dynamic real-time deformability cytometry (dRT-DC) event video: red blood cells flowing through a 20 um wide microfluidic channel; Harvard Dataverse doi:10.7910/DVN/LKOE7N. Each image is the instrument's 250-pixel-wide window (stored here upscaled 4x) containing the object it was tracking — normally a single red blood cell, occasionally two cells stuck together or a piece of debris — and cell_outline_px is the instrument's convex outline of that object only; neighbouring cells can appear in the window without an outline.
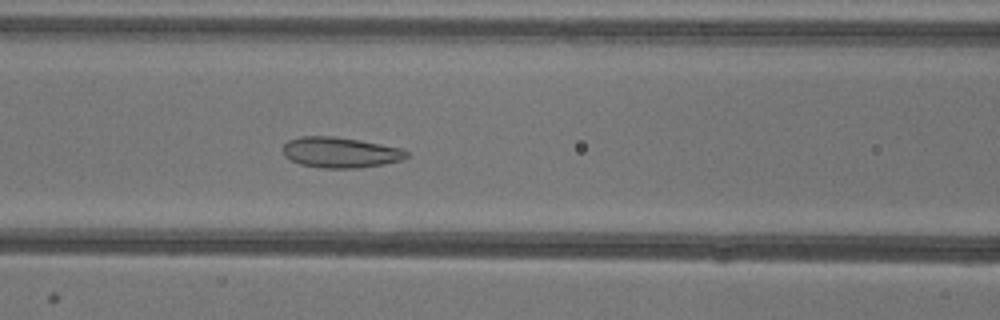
{"species": "common noctule bat (a hibernating species)", "species_latin": "Nyctalus noctula", "temperature_condition": "warm", "stored_images_in_passage": 42, "camera_frame_rate_fps": 3000, "um_per_image_px": 0.085, "animal": {"sex": "female"}, "frame": {"image": 1, "passage_image": 16, "time_ms": 5.0, "image_size_px": [1000, 320], "cell_outline_px": [[408, 156], [404, 160], [384, 164], [360, 168], [320, 168], [300, 164], [284, 156], [280, 148], [288, 140], [300, 136], [332, 136], [360, 140], [400, 148], [408, 152]], "centroid_in_image_um": [28.9, 12.96], "position_along_channel_um": 137.7, "area_um2": 22.25}}
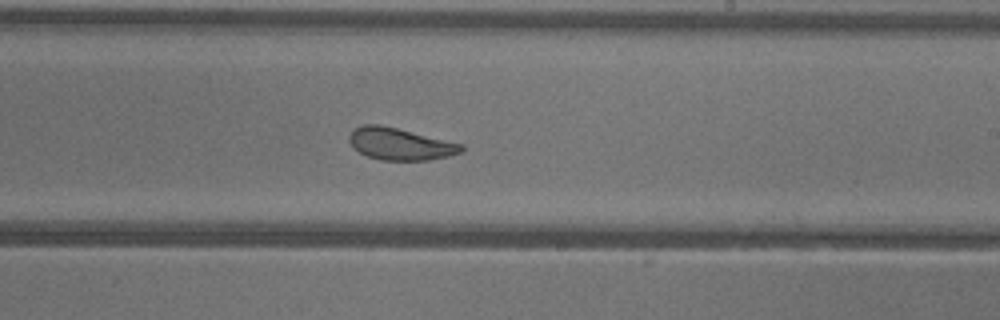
{"frame": {"image": 2, "passage_image": 25, "time_ms": 8.0, "image_size_px": [1000, 320], "cell_outline_px": [[464, 148], [460, 152], [448, 156], [428, 160], [380, 160], [368, 156], [352, 148], [348, 140], [348, 136], [356, 128], [364, 124], [380, 124], [464, 144]], "centroid_in_image_um": [33.99, 12.24], "position_along_channel_um": 255.0, "area_um2": 20.87}}
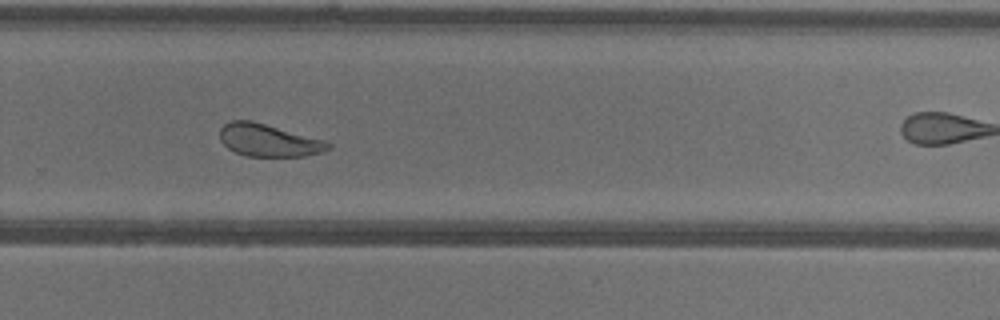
{"frame": {"image": 3, "passage_image": 29, "time_ms": 9.333, "image_size_px": [1000, 320], "cell_outline_px": [[332, 148], [320, 152], [304, 156], [244, 156], [228, 148], [220, 140], [220, 128], [224, 124], [232, 120], [252, 120], [324, 140], [332, 144]], "centroid_in_image_um": [22.82, 11.92], "position_along_channel_um": 307.0, "area_um2": 20.46}, "authors_computed_cell_mechanics": {"area_um2": 23.12, "velocity_mm_per_s": 3.9283, "shape_relaxation_time_tau1_ms": 4.7293, "shape_relaxation_time_tau2_ms": 1.6626, "deformation_change_tau1": 0.1262, "deformation_change_tau2": 0.0887}}